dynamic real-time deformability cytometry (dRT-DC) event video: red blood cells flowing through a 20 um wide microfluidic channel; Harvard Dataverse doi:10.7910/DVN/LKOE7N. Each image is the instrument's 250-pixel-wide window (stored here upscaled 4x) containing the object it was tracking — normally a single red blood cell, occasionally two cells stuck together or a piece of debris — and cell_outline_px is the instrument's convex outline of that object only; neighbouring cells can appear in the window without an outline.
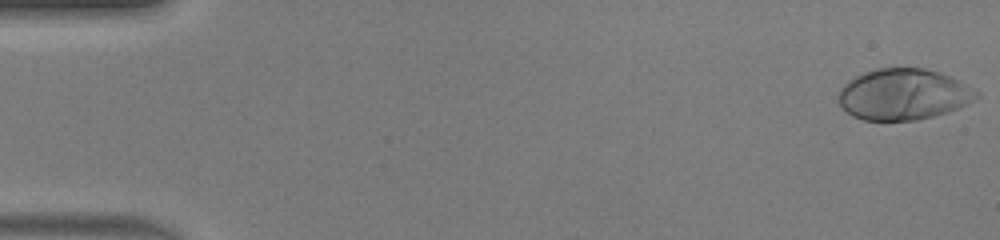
{"species": "human", "species_latin": "Homo sapiens", "temperature_condition": "warm", "stored_images_in_passage": 50, "camera_frame_rate_fps": 3000, "um_per_image_px": 0.085, "donor": {"sex": "male"}, "frame": {"image": 1, "passage_image": 1, "time_ms": 0.0, "image_size_px": [1000, 240], "cell_outline_px": [[980, 96], [968, 104], [960, 108], [948, 112], [916, 120], [864, 120], [852, 116], [840, 104], [836, 96], [840, 88], [848, 80], [864, 72], [876, 68], [924, 68], [940, 72], [960, 80], [980, 92]], "centroid_in_image_um": [76.81, 8.01], "position_along_channel_um": 8.2, "area_um2": 41.44}}
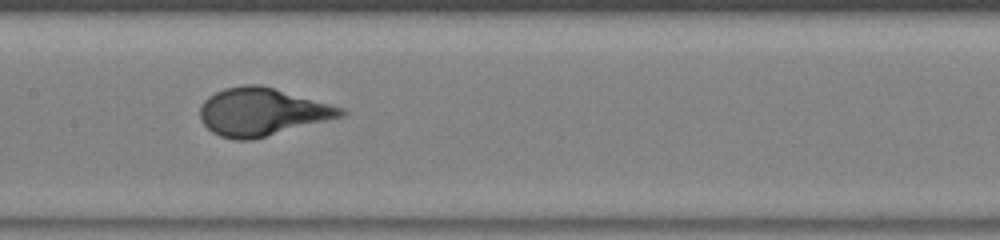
{"frame": {"image": 2, "passage_image": 25, "time_ms": 8.0, "image_size_px": [1000, 240], "cell_outline_px": [[348, 112], [344, 116], [252, 140], [236, 140], [220, 136], [212, 132], [200, 120], [200, 104], [208, 96], [224, 88], [244, 84], [260, 84], [344, 108]], "centroid_in_image_um": [22.25, 9.51], "position_along_channel_um": 185.2, "area_um2": 39.19}}
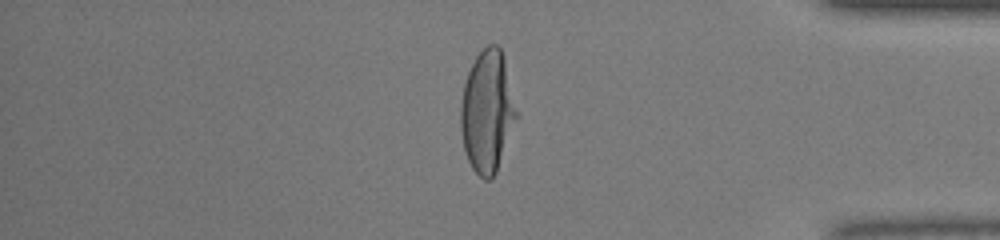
{"frame": {"image": 3, "passage_image": 42, "time_ms": 13.667, "image_size_px": [1000, 240], "cell_outline_px": [[516, 116], [496, 172], [492, 180], [484, 180], [472, 168], [468, 160], [464, 148], [460, 128], [460, 104], [464, 84], [468, 72], [476, 56], [488, 44], [496, 44], [500, 48], [504, 56], [516, 112]], "centroid_in_image_um": [41.38, 9.47], "position_along_channel_um": 393.8, "area_um2": 38.9}, "authors_computed_cell_mechanics": {"area_um2": 38.8416, "velocity_mm_per_s": 4.1455, "shape_relaxation_time_tau1_ms": 4.0036, "shape_relaxation_time_tau2_ms": null, "deformation_change_tau1": 0.2623, "deformation_change_tau2": null}}